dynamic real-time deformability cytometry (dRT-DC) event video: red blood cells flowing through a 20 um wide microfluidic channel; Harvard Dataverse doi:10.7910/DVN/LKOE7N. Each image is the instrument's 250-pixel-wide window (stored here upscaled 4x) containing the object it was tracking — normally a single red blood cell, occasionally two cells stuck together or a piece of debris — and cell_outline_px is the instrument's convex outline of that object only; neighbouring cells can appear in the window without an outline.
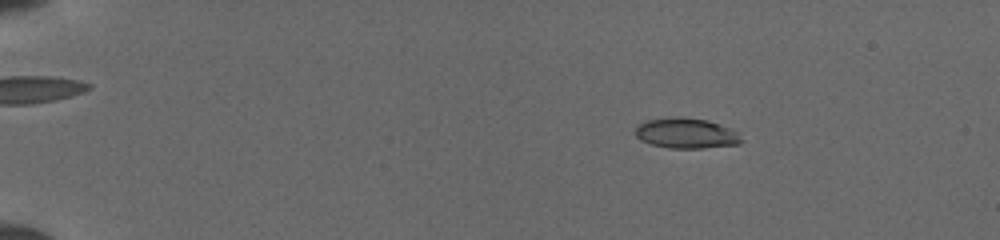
{"species": "common noctule bat (a hibernating species)", "species_latin": "Nyctalus noctula", "temperature_condition": "cold", "stored_images_in_passage": 52, "camera_frame_rate_fps": 3000, "um_per_image_px": 0.085, "animal": {"sex": "female", "body_mass_g": 19.5, "forearm_length_mm": 54.1}, "frame": {"image": 1, "passage_image": 10, "time_ms": 3.0, "image_size_px": [1000, 240], "cell_outline_px": [[744, 140], [740, 144], [704, 148], [668, 148], [652, 144], [640, 140], [636, 136], [636, 128], [640, 124], [648, 120], [676, 116], [680, 116], [704, 120], [728, 128], [736, 132]], "centroid_in_image_um": [58.32, 11.34], "position_along_channel_um": 26.7, "area_um2": 18.5}}
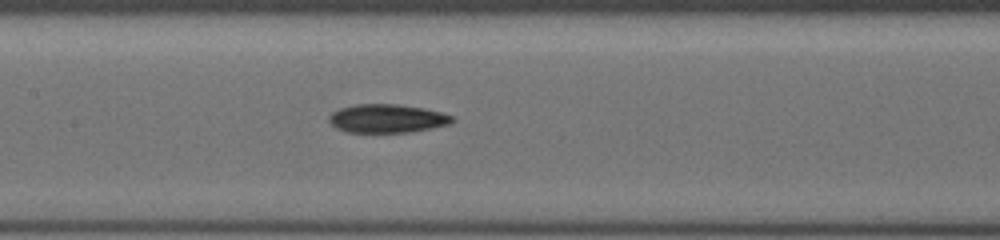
{"frame": {"image": 2, "passage_image": 28, "time_ms": 9.0, "image_size_px": [1000, 240], "cell_outline_px": [[456, 120], [448, 124], [432, 128], [412, 132], [348, 132], [336, 128], [328, 120], [328, 116], [332, 112], [340, 108], [356, 104], [396, 104], [424, 108], [440, 112], [452, 116]], "centroid_in_image_um": [32.89, 10.07], "position_along_channel_um": 174.5, "area_um2": 20.46}}
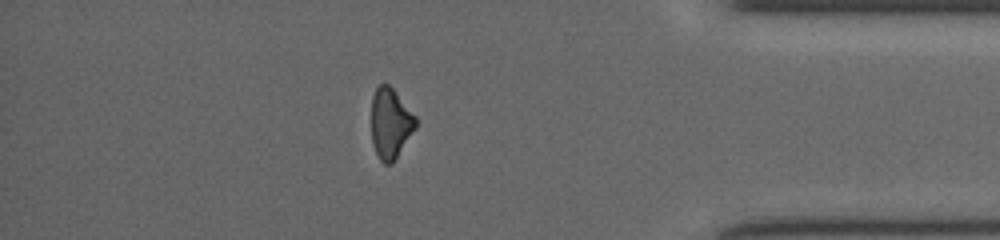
{"frame": {"image": 3, "passage_image": 46, "time_ms": 15.0, "image_size_px": [1000, 240], "cell_outline_px": [[416, 128], [392, 164], [384, 164], [380, 160], [372, 144], [372, 96], [376, 88], [380, 84], [388, 84], [392, 88], [416, 116]], "centroid_in_image_um": [33.18, 10.5], "position_along_channel_um": 402.0, "area_um2": 18.09}}